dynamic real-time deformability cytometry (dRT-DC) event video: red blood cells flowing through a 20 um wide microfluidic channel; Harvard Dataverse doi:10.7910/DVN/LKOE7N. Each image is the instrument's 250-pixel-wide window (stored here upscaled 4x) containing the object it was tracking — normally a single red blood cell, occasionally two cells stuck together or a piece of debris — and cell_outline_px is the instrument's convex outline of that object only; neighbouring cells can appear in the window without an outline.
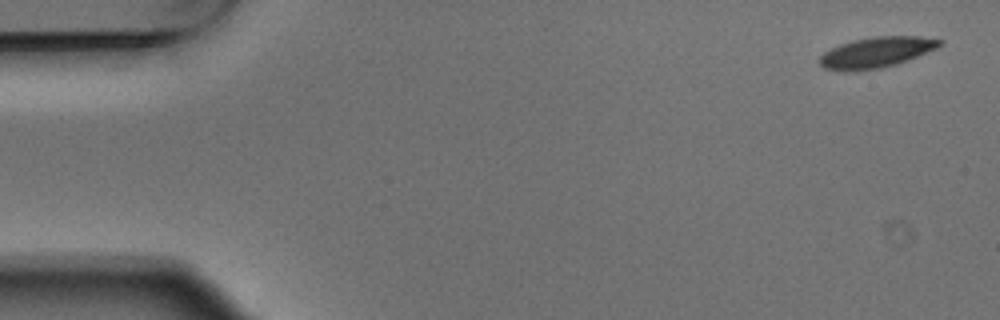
{"species": "Egyptian fruit bat (a non-hibernating species)", "species_latin": "Rousettus aegyptiacus", "temperature_condition": "warm", "stored_images_in_passage": 5, "camera_frame_rate_fps": 3000, "um_per_image_px": 0.085, "animal": {"sex": "male"}, "frame": {"image": 1, "passage_image": 1, "time_ms": 0.0, "image_size_px": [1000, 320], "cell_outline_px": [[944, 44], [936, 48], [908, 60], [896, 64], [880, 68], [844, 72], [824, 68], [820, 64], [820, 56], [824, 52], [840, 44], [852, 40], [872, 36], [920, 36], [944, 40]], "centroid_in_image_um": [74.5, 4.44], "position_along_channel_um": 10.5, "area_um2": 21.5}}
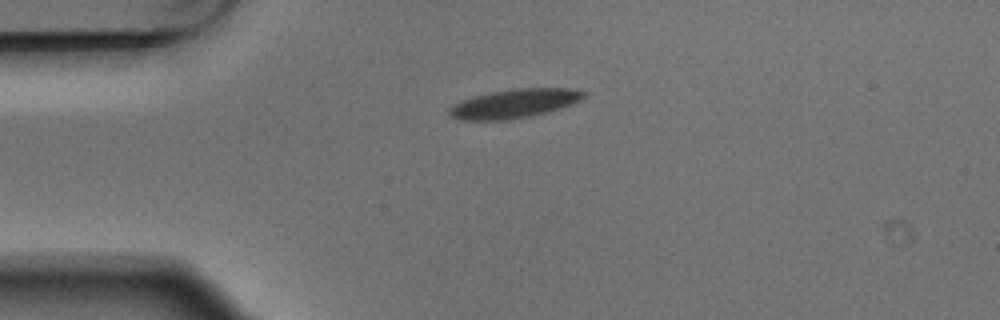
{"frame": {"image": 2, "passage_image": 4, "time_ms": 1.0, "image_size_px": [1000, 320], "cell_outline_px": [[588, 92], [580, 100], [544, 112], [528, 116], [508, 120], [464, 120], [448, 116], [448, 108], [452, 104], [460, 100], [472, 96], [488, 92], [516, 88], [572, 88]], "centroid_in_image_um": [43.62, 8.79], "position_along_channel_um": 41.4, "area_um2": 22.6}}